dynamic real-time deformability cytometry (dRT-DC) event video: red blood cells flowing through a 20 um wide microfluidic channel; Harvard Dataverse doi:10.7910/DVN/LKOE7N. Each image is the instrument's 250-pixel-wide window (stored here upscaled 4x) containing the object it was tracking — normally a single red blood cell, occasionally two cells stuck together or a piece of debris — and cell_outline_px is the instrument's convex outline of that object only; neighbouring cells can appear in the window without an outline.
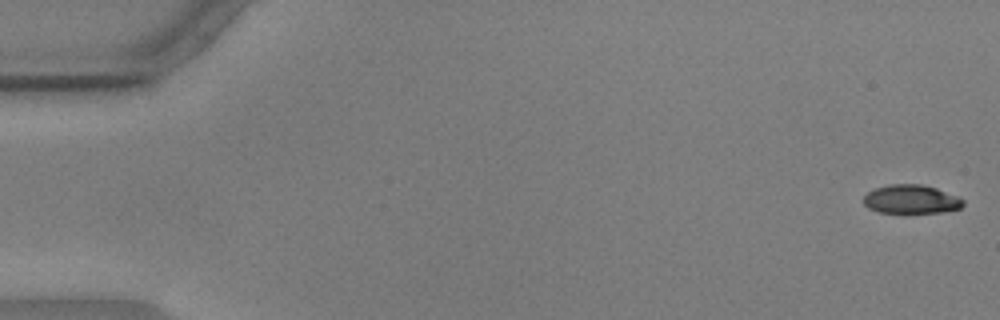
{"species": "common noctule bat (a hibernating species)", "species_latin": "Nyctalus noctula", "temperature_condition": "warm", "stored_images_in_passage": 55, "camera_frame_rate_fps": 3000, "um_per_image_px": 0.085, "animal": {"sex": "male", "body_mass_g": 17.9, "forearm_length_mm": 54.2}, "frame": {"image": 1, "passage_image": 1, "time_ms": 0.0, "image_size_px": [1000, 320], "cell_outline_px": [[964, 204], [960, 208], [940, 212], [880, 212], [868, 208], [864, 204], [864, 196], [868, 192], [876, 188], [888, 184], [920, 184], [936, 188], [956, 196], [964, 200]], "centroid_in_image_um": [77.43, 16.93], "position_along_channel_um": 7.6, "area_um2": 16.42}}
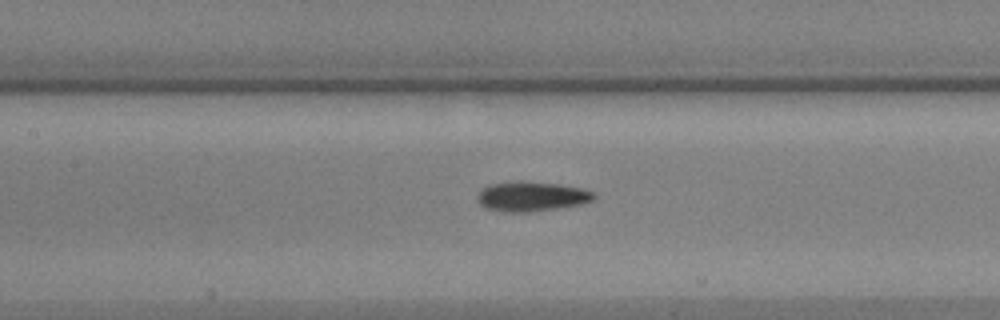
{"frame": {"image": 2, "passage_image": 26, "time_ms": 8.333, "image_size_px": [1000, 320], "cell_outline_px": [[596, 196], [592, 200], [580, 204], [556, 208], [528, 212], [500, 212], [484, 208], [476, 200], [476, 196], [488, 184], [560, 184], [584, 188], [592, 192]], "centroid_in_image_um": [45.17, 16.75], "position_along_channel_um": 162.2, "area_um2": 19.36}}
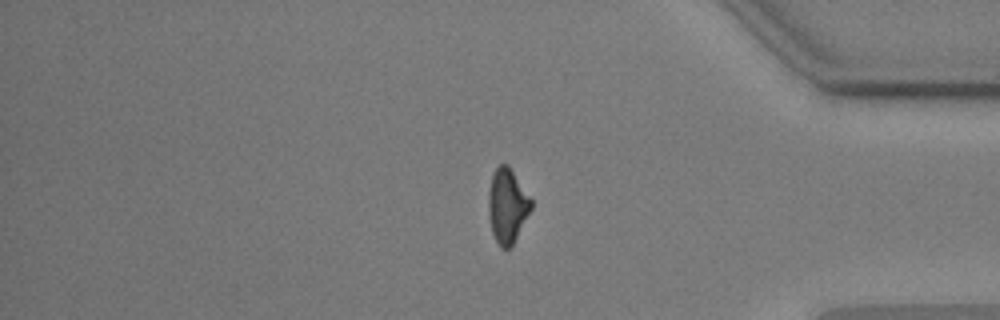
{"frame": {"image": 3, "passage_image": 47, "time_ms": 15.333, "image_size_px": [1000, 320], "cell_outline_px": [[532, 208], [512, 248], [500, 248], [492, 232], [488, 212], [488, 192], [492, 176], [496, 168], [500, 164], [508, 164], [532, 200]], "centroid_in_image_um": [43.12, 17.52], "position_along_channel_um": 392.1, "area_um2": 18.61}, "authors_computed_cell_mechanics": {"area_um2": 18.6116, "velocity_mm_per_s": 3.5988, "shape_relaxation_time_tau1_ms": 4.4131, "shape_relaxation_time_tau2_ms": 6.3264, "deformation_change_tau1": 0.1657, "deformation_change_tau2": 0.1427}}